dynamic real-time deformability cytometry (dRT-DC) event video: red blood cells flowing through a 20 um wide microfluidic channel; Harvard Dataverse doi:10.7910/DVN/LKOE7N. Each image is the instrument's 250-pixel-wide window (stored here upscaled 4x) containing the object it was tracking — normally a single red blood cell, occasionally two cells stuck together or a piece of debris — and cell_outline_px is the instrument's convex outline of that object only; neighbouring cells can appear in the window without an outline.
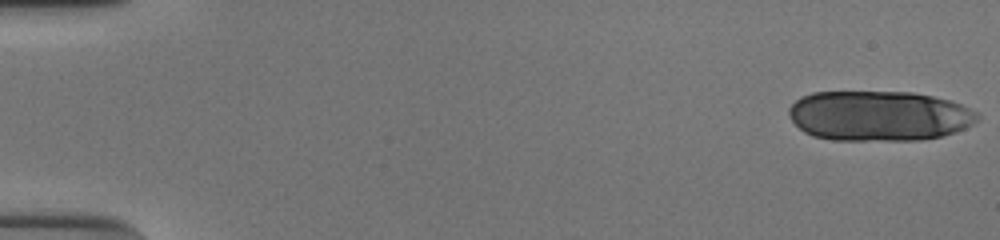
{"species": "human", "species_latin": "Homo sapiens", "temperature_condition": "cold", "stored_images_in_passage": 18, "camera_frame_rate_fps": 3000, "um_per_image_px": 0.085, "donor": {"sex": "male"}, "frame": {"image": 1, "passage_image": 1, "time_ms": 0.0, "image_size_px": [1000, 240], "cell_outline_px": [[980, 120], [956, 132], [944, 136], [924, 140], [832, 140], [812, 136], [804, 132], [792, 120], [788, 112], [788, 108], [800, 96], [812, 92], [912, 92], [952, 100], [980, 112]], "centroid_in_image_um": [74.76, 9.85], "position_along_channel_um": 10.2, "area_um2": 55.78}}